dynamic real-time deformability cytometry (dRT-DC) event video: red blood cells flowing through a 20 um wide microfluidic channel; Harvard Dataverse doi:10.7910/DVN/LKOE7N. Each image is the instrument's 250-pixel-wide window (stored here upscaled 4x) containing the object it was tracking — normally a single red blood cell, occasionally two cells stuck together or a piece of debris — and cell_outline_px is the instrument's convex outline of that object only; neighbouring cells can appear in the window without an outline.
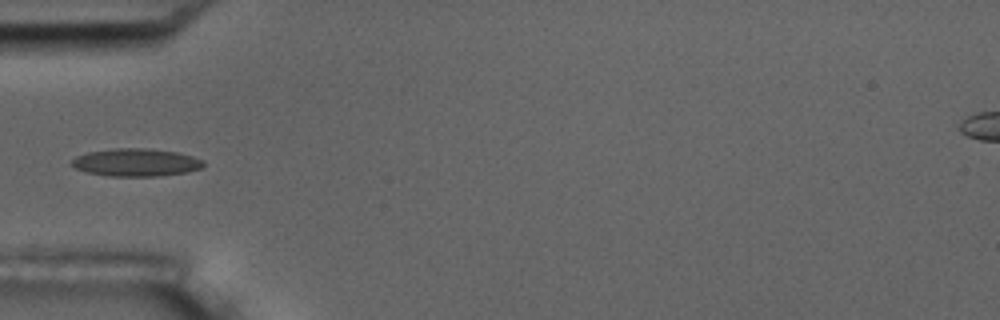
{"species": "common noctule bat (a hibernating species)", "species_latin": "Nyctalus noctula", "temperature_condition": "room temperature", "stored_images_in_passage": 15, "camera_frame_rate_fps": 3000, "um_per_image_px": 0.085, "animal": {"sex": "male", "body_mass_g": 17.5, "forearm_length_mm": 52.3}, "frame": {"image": 1, "passage_image": 5, "time_ms": 5.0, "image_size_px": [1000, 320], "cell_outline_px": [[204, 164], [200, 168], [188, 172], [156, 176], [108, 176], [84, 172], [76, 168], [72, 164], [72, 160], [76, 156], [88, 152], [116, 148], [144, 148], [176, 152], [192, 156], [204, 160]], "centroid_in_image_um": [11.55, 13.81], "position_along_channel_um": 73.4, "area_um2": 21.21}}
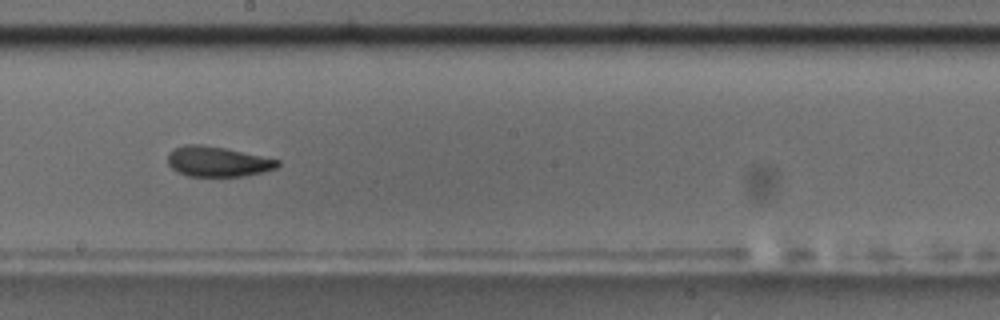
{"frame": {"image": 2, "passage_image": 9, "time_ms": 9.333, "image_size_px": [1000, 320], "cell_outline_px": [[280, 164], [276, 168], [264, 172], [244, 176], [188, 176], [172, 168], [168, 164], [168, 152], [172, 148], [184, 144], [200, 144], [224, 148], [280, 160]], "centroid_in_image_um": [18.48, 13.73], "position_along_channel_um": 229.7, "area_um2": 19.31}, "authors_computed_cell_mechanics": {"area_um2": 19.5364, "velocity_mm_per_s": 3.6158, "shape_relaxation_time_tau1_ms": null, "shape_relaxation_time_tau2_ms": 4.8316, "deformation_change_tau1": null, "deformation_change_tau2": 0.1245}}